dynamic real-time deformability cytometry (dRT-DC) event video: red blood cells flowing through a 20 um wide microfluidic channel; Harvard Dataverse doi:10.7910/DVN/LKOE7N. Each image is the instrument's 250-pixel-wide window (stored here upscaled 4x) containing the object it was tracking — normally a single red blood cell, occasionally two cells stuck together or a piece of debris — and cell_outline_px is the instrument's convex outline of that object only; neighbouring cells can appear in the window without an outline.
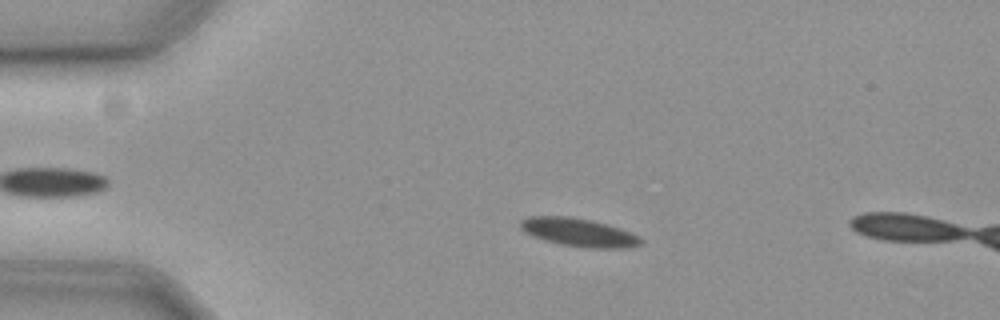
{"species": "common noctule bat (a hibernating species)", "species_latin": "Nyctalus noctula", "temperature_condition": "cold", "stored_images_in_passage": 18, "camera_frame_rate_fps": 3000, "um_per_image_px": 0.085, "animal": {"sex": "female", "body_mass_g": 19.3, "forearm_length_mm": 54.1}, "frame": {"image": 1, "passage_image": 13, "time_ms": 4.0, "image_size_px": [1000, 320], "cell_outline_px": [[644, 240], [640, 244], [628, 248], [588, 248], [560, 244], [544, 240], [532, 236], [524, 232], [520, 228], [520, 220], [528, 216], [568, 216], [588, 220], [620, 228], [640, 236]], "centroid_in_image_um": [49.17, 19.76], "position_along_channel_um": 35.8, "area_um2": 19.83}}